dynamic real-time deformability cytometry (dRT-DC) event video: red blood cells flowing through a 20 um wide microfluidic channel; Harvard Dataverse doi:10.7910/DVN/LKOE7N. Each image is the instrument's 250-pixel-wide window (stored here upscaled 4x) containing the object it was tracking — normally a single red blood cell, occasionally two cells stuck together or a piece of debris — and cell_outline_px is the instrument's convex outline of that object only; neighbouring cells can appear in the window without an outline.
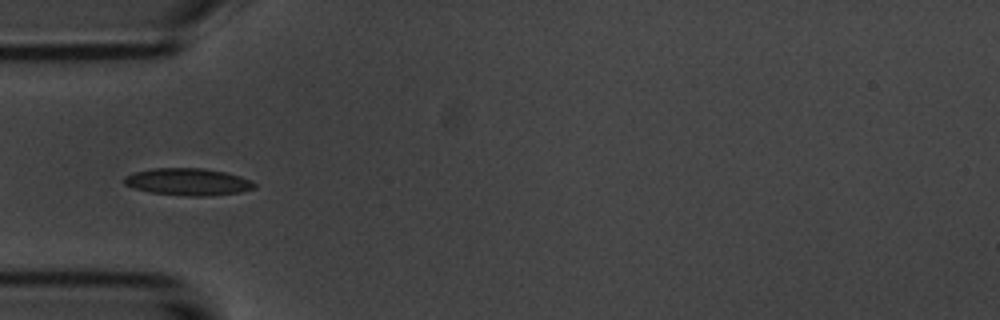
{"species": "common noctule bat (a hibernating species)", "species_latin": "Nyctalus noctula", "temperature_condition": "room temperature", "stored_images_in_passage": 38, "camera_frame_rate_fps": 3000, "um_per_image_px": 0.085, "animal": {"sex": "male", "body_mass_g": 20.1, "forearm_length_mm": 53.5}, "frame": {"image": 1, "passage_image": 17, "time_ms": 5.333, "image_size_px": [1000, 320], "cell_outline_px": [[256, 188], [240, 192], [208, 196], [188, 196], [148, 192], [132, 188], [124, 184], [124, 176], [136, 172], [152, 168], [204, 168], [224, 172], [240, 176], [252, 180], [256, 184]], "centroid_in_image_um": [15.98, 15.46], "position_along_channel_um": 69.0, "area_um2": 20.69}}
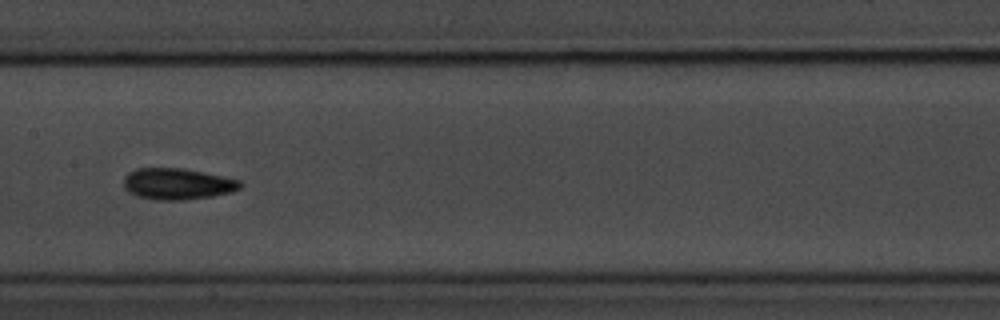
{"frame": {"image": 2, "passage_image": 27, "time_ms": 8.667, "image_size_px": [1000, 320], "cell_outline_px": [[244, 184], [240, 188], [232, 192], [212, 196], [184, 200], [156, 200], [136, 196], [128, 192], [124, 188], [124, 176], [128, 172], [136, 168], [180, 168], [204, 172], [240, 180]], "centroid_in_image_um": [15.07, 15.63], "position_along_channel_um": 192.3, "area_um2": 21.44}}